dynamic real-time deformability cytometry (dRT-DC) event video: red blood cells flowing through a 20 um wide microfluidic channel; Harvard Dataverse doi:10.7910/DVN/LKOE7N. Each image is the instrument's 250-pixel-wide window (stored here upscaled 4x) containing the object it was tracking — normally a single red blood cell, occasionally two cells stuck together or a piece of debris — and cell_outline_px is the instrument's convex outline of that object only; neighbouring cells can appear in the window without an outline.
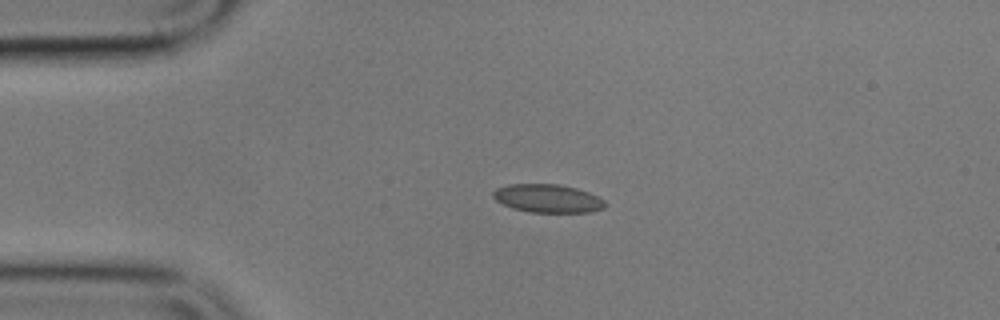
{"species": "common noctule bat (a hibernating species)", "species_latin": "Nyctalus noctula", "temperature_condition": "cold", "stored_images_in_passage": 3, "camera_frame_rate_fps": 3000, "um_per_image_px": 0.085, "animal": {"sex": "male", "body_mass_g": 17.9}, "frame": {"image": 1, "passage_image": 2, "time_ms": 1.0, "image_size_px": [1000, 320], "cell_outline_px": [[608, 204], [604, 208], [588, 212], [528, 212], [512, 208], [496, 200], [492, 196], [492, 192], [496, 188], [508, 184], [560, 184], [576, 188], [588, 192], [604, 200]], "centroid_in_image_um": [46.55, 16.86], "position_along_channel_um": 38.5, "area_um2": 18.5}}